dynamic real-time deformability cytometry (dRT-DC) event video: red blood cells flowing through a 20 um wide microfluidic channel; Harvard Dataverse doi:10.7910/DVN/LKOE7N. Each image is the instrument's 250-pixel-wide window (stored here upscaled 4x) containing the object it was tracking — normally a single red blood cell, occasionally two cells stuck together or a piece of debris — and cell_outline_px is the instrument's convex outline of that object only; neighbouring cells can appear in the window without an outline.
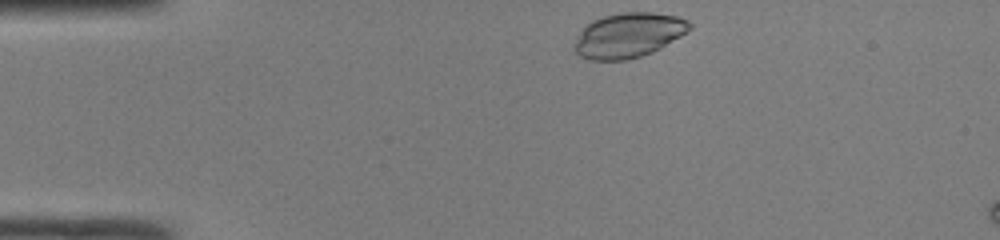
{"species": "common noctule bat (a hibernating species)", "species_latin": "Nyctalus noctula", "temperature_condition": "room temperature", "stored_images_in_passage": 6, "camera_frame_rate_fps": 3000, "um_per_image_px": 0.085, "animal": {"sex": "male", "body_mass_g": 19.0, "forearm_length_mm": 50.8}, "frame": {"image": 1, "passage_image": 1, "time_ms": 0.0, "image_size_px": [1000, 240], "cell_outline_px": [[692, 28], [680, 36], [660, 48], [652, 52], [628, 60], [588, 60], [580, 56], [572, 48], [572, 44], [580, 32], [592, 20], [604, 16], [620, 12], [652, 12], [676, 16], [688, 20], [692, 24]], "centroid_in_image_um": [53.4, 2.99], "position_along_channel_um": 31.6, "area_um2": 30.11}}